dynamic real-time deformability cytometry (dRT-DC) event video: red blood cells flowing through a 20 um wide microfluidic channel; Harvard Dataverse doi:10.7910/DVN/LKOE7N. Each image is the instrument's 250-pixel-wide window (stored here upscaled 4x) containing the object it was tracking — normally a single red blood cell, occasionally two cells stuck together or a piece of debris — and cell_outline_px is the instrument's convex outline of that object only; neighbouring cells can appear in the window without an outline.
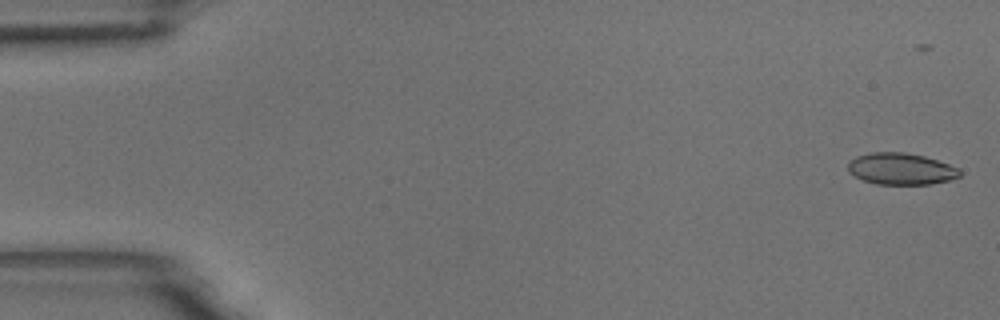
{"species": "common noctule bat (a hibernating species)", "species_latin": "Nyctalus noctula", "temperature_condition": "room temperature", "stored_images_in_passage": 9, "camera_frame_rate_fps": 3000, "um_per_image_px": 0.085, "animal": {"sex": "male", "body_mass_g": 18.8}, "frame": {"image": 1, "passage_image": 1, "time_ms": 0.0, "image_size_px": [1000, 320], "cell_outline_px": [[960, 176], [948, 180], [928, 184], [876, 184], [864, 180], [848, 172], [848, 164], [856, 156], [872, 152], [904, 152], [924, 156], [960, 168]], "centroid_in_image_um": [76.58, 14.35], "position_along_channel_um": 8.4, "area_um2": 20.4}}
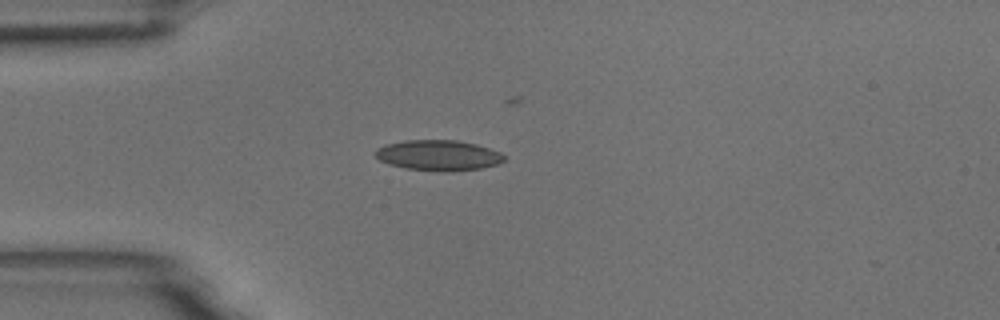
{"frame": {"image": 2, "passage_image": 5, "time_ms": 1.333, "image_size_px": [1000, 320], "cell_outline_px": [[504, 160], [500, 164], [480, 168], [448, 172], [408, 168], [388, 164], [380, 160], [376, 156], [376, 148], [384, 144], [404, 140], [456, 140], [476, 144], [500, 152], [504, 156]], "centroid_in_image_um": [37.26, 13.19], "position_along_channel_um": 47.7, "area_um2": 22.83}}
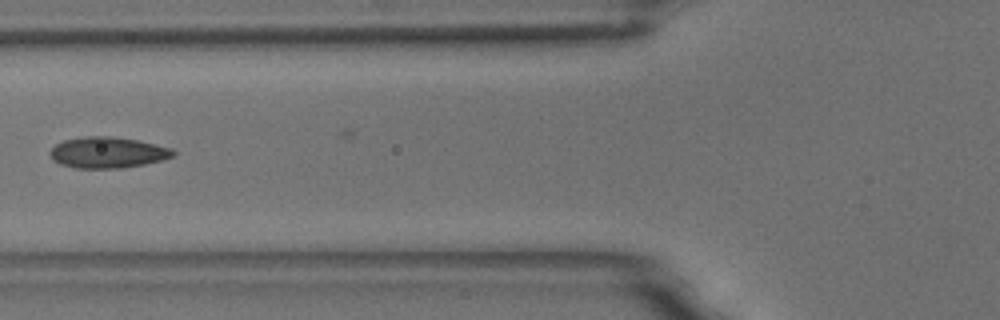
{"frame": {"image": 3, "passage_image": 7, "time_ms": 2.0, "image_size_px": [1000, 320], "cell_outline_px": [[176, 152], [172, 156], [160, 160], [144, 164], [120, 168], [76, 168], [60, 164], [52, 160], [48, 152], [56, 144], [64, 140], [84, 136], [112, 136], [140, 140], [172, 148]], "centroid_in_image_um": [9.12, 12.95], "position_along_channel_um": 116.7, "area_um2": 22.37}}